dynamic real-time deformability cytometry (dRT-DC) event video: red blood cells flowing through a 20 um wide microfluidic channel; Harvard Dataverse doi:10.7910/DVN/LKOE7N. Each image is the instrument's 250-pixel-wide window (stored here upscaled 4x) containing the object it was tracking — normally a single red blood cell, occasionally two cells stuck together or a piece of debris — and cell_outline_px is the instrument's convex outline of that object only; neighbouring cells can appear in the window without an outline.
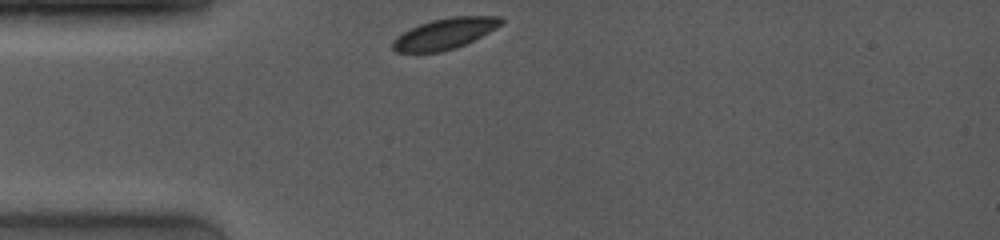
{"species": "common noctule bat (a hibernating species)", "species_latin": "Nyctalus noctula", "temperature_condition": "room temperature", "stored_images_in_passage": 41, "camera_frame_rate_fps": 4000, "um_per_image_px": 0.085, "animal": {"sex": "female", "body_mass_g": 19.0, "forearm_length_mm": 53.3}, "frame": {"image": 1, "passage_image": 1, "time_ms": 0.0, "image_size_px": [1000, 240], "cell_outline_px": [[504, 20], [500, 24], [488, 32], [456, 48], [440, 52], [396, 52], [392, 48], [392, 40], [396, 36], [420, 24], [432, 20], [452, 16], [500, 16]], "centroid_in_image_um": [37.77, 2.86], "position_along_channel_um": 47.2, "area_um2": 19.19}}
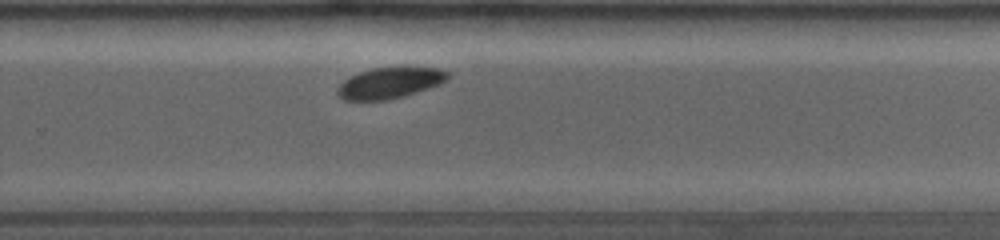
{"frame": {"image": 2, "passage_image": 28, "time_ms": 6.75, "image_size_px": [1000, 240], "cell_outline_px": [[448, 80], [440, 84], [404, 96], [388, 100], [344, 100], [336, 92], [336, 88], [344, 80], [360, 72], [372, 68], [404, 64], [408, 64], [440, 68], [448, 72]], "centroid_in_image_um": [33.19, 6.99], "position_along_channel_um": 296.6, "area_um2": 20.69}}
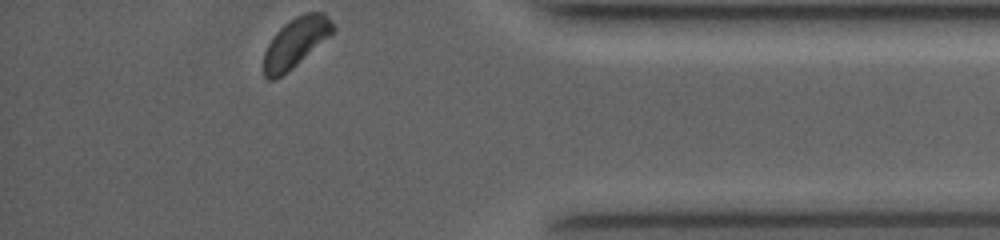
{"frame": {"image": 3, "passage_image": 41, "time_ms": 10.0, "image_size_px": [1000, 240], "cell_outline_px": [[336, 28], [328, 36], [292, 68], [280, 76], [272, 80], [268, 80], [264, 76], [264, 52], [272, 36], [288, 20], [304, 12], [324, 12], [328, 16]], "centroid_in_image_um": [25.1, 3.58], "position_along_channel_um": 410.1, "area_um2": 19.65}}